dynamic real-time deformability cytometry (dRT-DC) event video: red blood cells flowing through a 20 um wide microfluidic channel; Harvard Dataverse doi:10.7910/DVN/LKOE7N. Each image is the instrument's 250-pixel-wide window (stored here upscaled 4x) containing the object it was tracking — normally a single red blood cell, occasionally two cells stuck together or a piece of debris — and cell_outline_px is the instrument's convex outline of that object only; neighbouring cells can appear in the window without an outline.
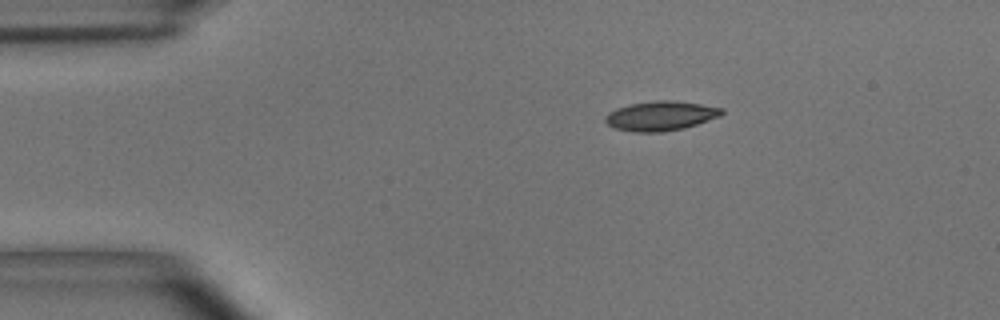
{"species": "common noctule bat (a hibernating species)", "species_latin": "Nyctalus noctula", "temperature_condition": "room temperature", "stored_images_in_passage": 46, "camera_frame_rate_fps": 3000, "um_per_image_px": 0.085, "animal": {"sex": "male", "body_mass_g": 15.6}, "frame": {"image": 1, "passage_image": 1, "time_ms": 0.0, "image_size_px": [1000, 320], "cell_outline_px": [[724, 112], [720, 116], [684, 128], [664, 132], [632, 132], [616, 128], [608, 124], [604, 120], [604, 116], [608, 112], [616, 108], [628, 104], [656, 100], [672, 100], [700, 104], [724, 108]], "centroid_in_image_um": [56.13, 9.84], "position_along_channel_um": 28.9, "area_um2": 20.11}}
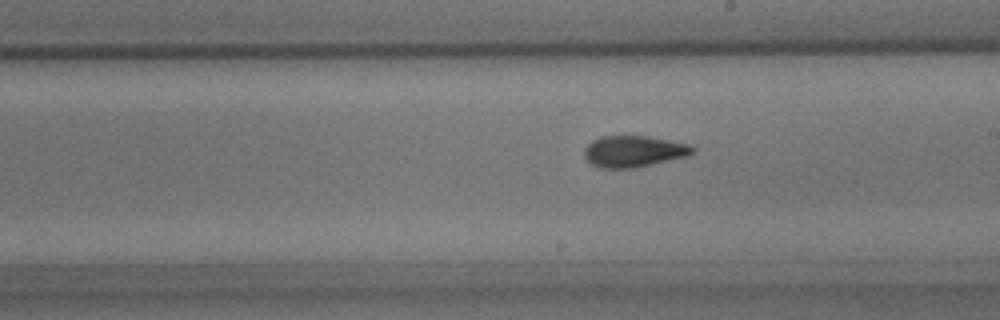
{"frame": {"image": 2, "passage_image": 22, "time_ms": 7.0, "image_size_px": [1000, 320], "cell_outline_px": [[696, 152], [688, 156], [636, 168], [600, 168], [592, 164], [584, 156], [584, 148], [592, 140], [600, 136], [648, 136], [688, 144], [696, 148]], "centroid_in_image_um": [53.88, 12.87], "position_along_channel_um": 235.1, "area_um2": 19.94}}
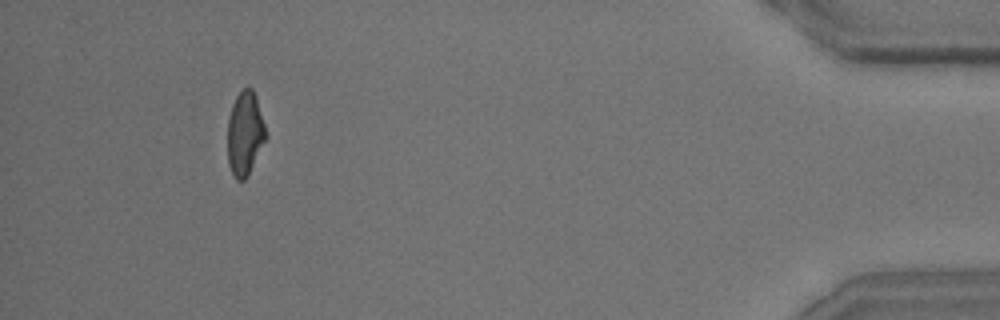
{"frame": {"image": 3, "passage_image": 42, "time_ms": 13.667, "image_size_px": [1000, 320], "cell_outline_px": [[268, 136], [248, 176], [244, 180], [236, 180], [228, 164], [228, 116], [232, 104], [236, 96], [248, 84], [252, 88], [256, 96]], "centroid_in_image_um": [20.83, 11.33], "position_along_channel_um": 414.4, "area_um2": 18.96}, "authors_computed_cell_mechanics": {"area_um2": 19.5075, "velocity_mm_per_s": 3.6708, "shape_relaxation_time_tau1_ms": 4.2728, "shape_relaxation_time_tau2_ms": 1.6971, "deformation_change_tau1": 0.1665, "deformation_change_tau2": 0.0873}}